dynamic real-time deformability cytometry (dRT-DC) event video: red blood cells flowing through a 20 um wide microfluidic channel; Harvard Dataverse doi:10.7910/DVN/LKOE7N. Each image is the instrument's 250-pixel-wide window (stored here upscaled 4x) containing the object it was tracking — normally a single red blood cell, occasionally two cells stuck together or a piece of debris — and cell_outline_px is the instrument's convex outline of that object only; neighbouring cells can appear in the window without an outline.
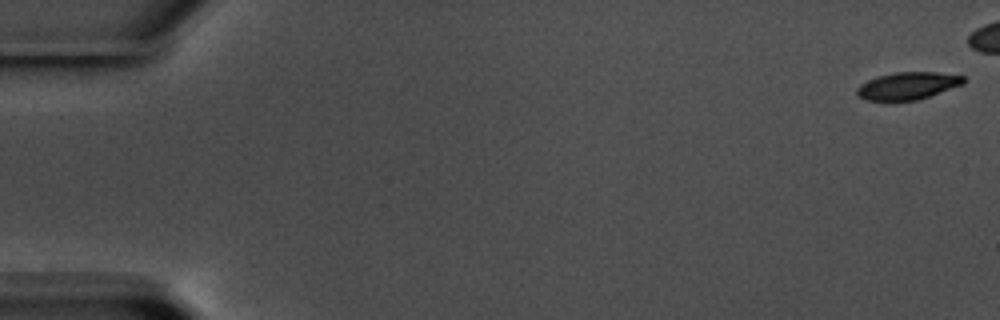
{"species": "common noctule bat (a hibernating species)", "species_latin": "Nyctalus noctula", "temperature_condition": "warm", "stored_images_in_passage": 48, "camera_frame_rate_fps": 3000, "um_per_image_px": 0.085, "animal": {"sex": "male", "body_mass_g": 17.5, "forearm_length_mm": 52.3}, "frame": {"image": 1, "passage_image": 1, "time_ms": 0.0, "image_size_px": [1000, 320], "cell_outline_px": [[964, 84], [916, 100], [864, 100], [856, 92], [856, 88], [860, 84], [876, 76], [896, 72], [936, 72], [964, 76]], "centroid_in_image_um": [77.13, 7.28], "position_along_channel_um": 7.9, "area_um2": 16.82}}
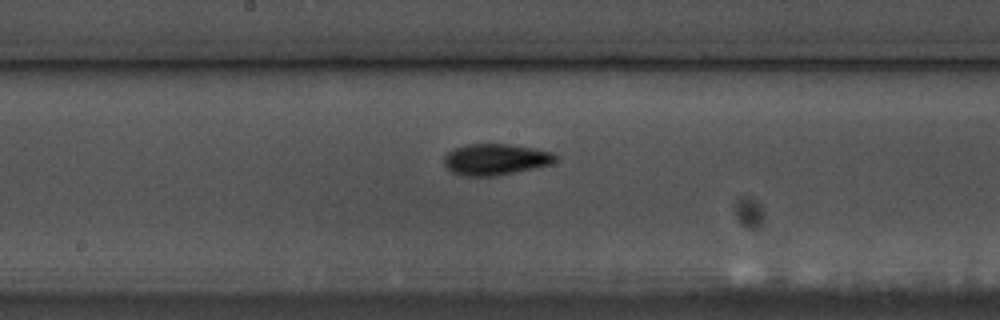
{"frame": {"image": 2, "passage_image": 31, "time_ms": 10.0, "image_size_px": [1000, 320], "cell_outline_px": [[556, 160], [548, 164], [532, 168], [496, 176], [464, 176], [452, 172], [444, 164], [444, 156], [448, 152], [464, 144], [504, 144], [532, 148], [552, 152], [556, 156]], "centroid_in_image_um": [42.06, 13.55], "position_along_channel_um": 206.1, "area_um2": 19.94}}
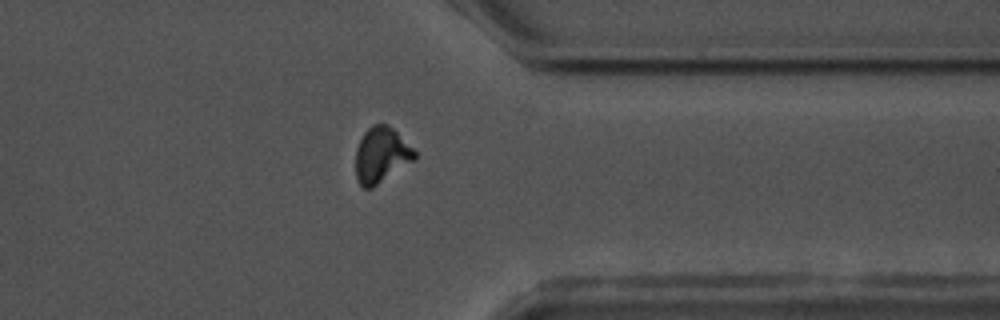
{"frame": {"image": 3, "passage_image": 46, "time_ms": 15.0, "image_size_px": [1000, 320], "cell_outline_px": [[416, 160], [372, 188], [364, 188], [356, 180], [356, 148], [364, 132], [372, 124], [388, 124], [416, 152]], "centroid_in_image_um": [32.4, 13.19], "position_along_channel_um": 379.0, "area_um2": 19.07}}